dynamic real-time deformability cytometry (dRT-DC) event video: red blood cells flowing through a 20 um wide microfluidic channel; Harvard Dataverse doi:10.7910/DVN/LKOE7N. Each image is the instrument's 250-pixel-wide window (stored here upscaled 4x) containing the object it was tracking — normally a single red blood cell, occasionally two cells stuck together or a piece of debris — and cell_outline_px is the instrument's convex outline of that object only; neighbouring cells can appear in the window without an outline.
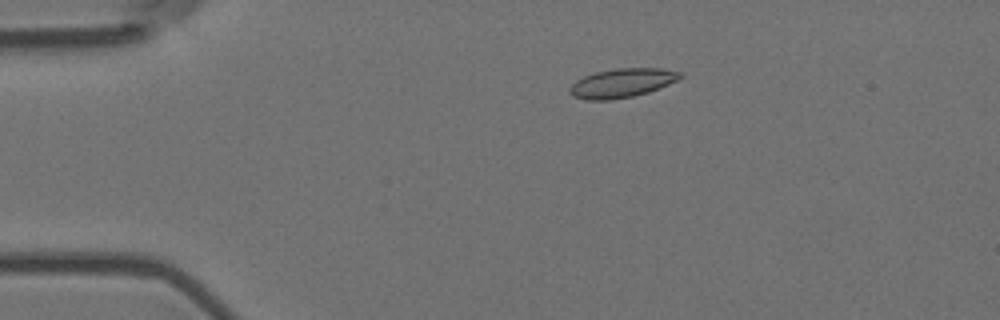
{"species": "Egyptian fruit bat (a non-hibernating species)", "species_latin": "Rousettus aegyptiacus", "temperature_condition": "room temperature", "stored_images_in_passage": 8, "camera_frame_rate_fps": 3000, "um_per_image_px": 0.085, "animal": {"sex": "female"}, "frame": {"image": 1, "passage_image": 2, "time_ms": 0.333, "image_size_px": [1000, 320], "cell_outline_px": [[684, 76], [668, 84], [648, 92], [632, 96], [608, 100], [584, 100], [572, 96], [568, 92], [568, 88], [576, 80], [584, 76], [596, 72], [616, 68], [664, 68], [680, 72]], "centroid_in_image_um": [52.83, 7.05], "position_along_channel_um": 32.2, "area_um2": 18.67}}
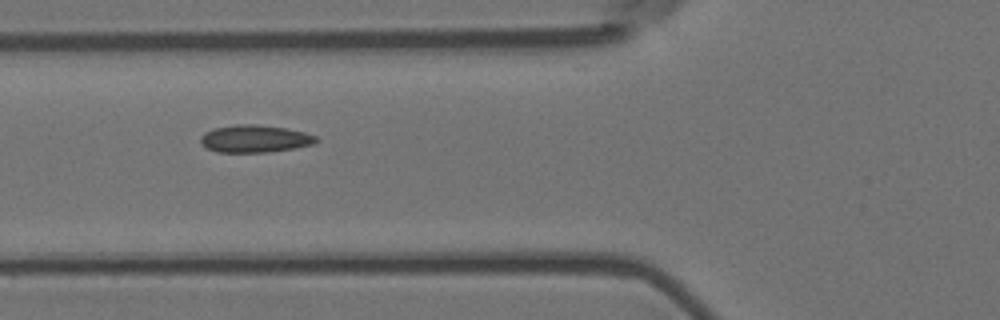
{"frame": {"image": 2, "passage_image": 5, "time_ms": 1.333, "image_size_px": [1000, 320], "cell_outline_px": [[320, 140], [312, 144], [296, 148], [268, 152], [216, 152], [200, 144], [200, 136], [204, 132], [212, 128], [236, 124], [256, 124], [284, 128], [304, 132], [316, 136]], "centroid_in_image_um": [21.63, 11.79], "position_along_channel_um": 104.2, "area_um2": 18.61}}
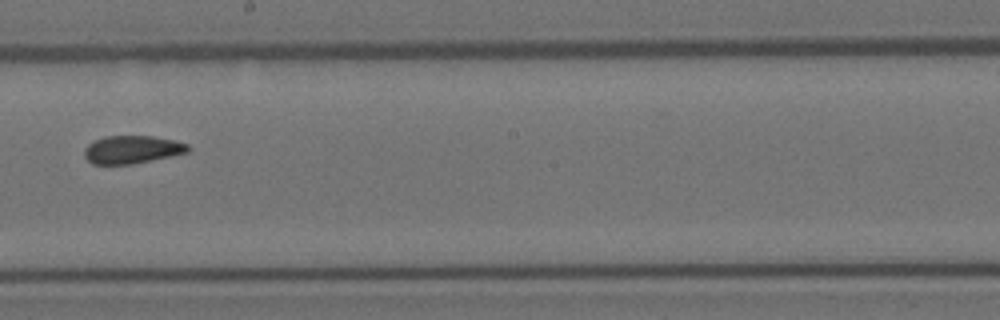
{"frame": {"image": 3, "passage_image": 8, "time_ms": 2.333, "image_size_px": [1000, 320], "cell_outline_px": [[192, 148], [188, 152], [132, 164], [92, 164], [84, 156], [84, 148], [88, 144], [104, 136], [152, 136], [172, 140], [188, 144]], "centroid_in_image_um": [11.21, 12.71], "position_along_channel_um": 237.0, "area_um2": 16.76}}